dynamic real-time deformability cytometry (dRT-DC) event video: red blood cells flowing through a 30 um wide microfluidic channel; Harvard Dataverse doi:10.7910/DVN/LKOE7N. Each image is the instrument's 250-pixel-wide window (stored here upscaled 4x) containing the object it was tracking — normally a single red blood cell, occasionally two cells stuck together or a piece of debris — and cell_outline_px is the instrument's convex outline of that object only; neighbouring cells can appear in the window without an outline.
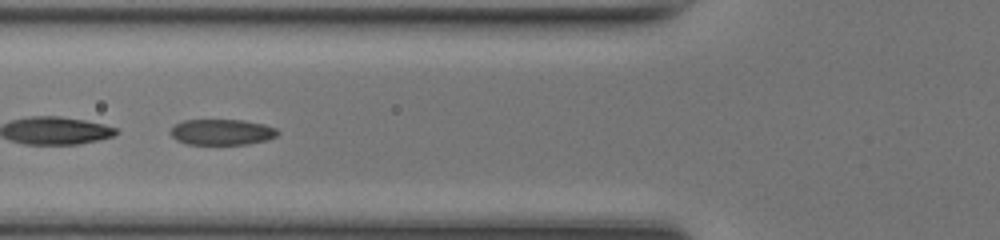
{"species": "common noctule bat (a hibernating species)", "species_latin": "Nyctalus noctula", "temperature_condition": "room temperature", "stored_images_in_passage": 48, "segment_of_instrument_passage": [2, 2], "camera_frame_rate_fps": 3000, "um_per_image_px": 0.085, "animal": {"sex": "female", "body_mass_g": 17.0, "forearm_length_mm": 48.0}, "frame": {"image": 1, "passage_image": 19, "time_ms": 6.0, "image_size_px": [1000, 240], "cell_outline_px": [[280, 132], [276, 136], [268, 140], [248, 144], [188, 144], [176, 140], [168, 132], [176, 124], [184, 120], [244, 120], [264, 124], [276, 128]], "centroid_in_image_um": [18.88, 11.22], "position_along_channel_um": 106.9, "area_um2": 16.18}}
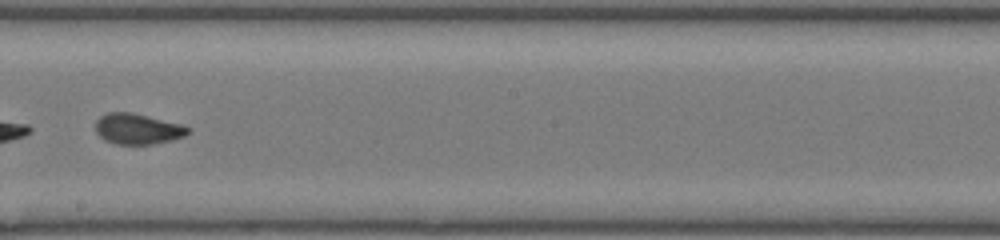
{"frame": {"image": 2, "passage_image": 28, "time_ms": 9.0, "image_size_px": [1000, 240], "cell_outline_px": [[192, 132], [184, 136], [172, 140], [152, 144], [116, 144], [104, 140], [96, 132], [96, 120], [100, 116], [108, 112], [132, 112], [184, 124], [192, 128]], "centroid_in_image_um": [11.75, 10.95], "position_along_channel_um": 236.4, "area_um2": 16.82}}